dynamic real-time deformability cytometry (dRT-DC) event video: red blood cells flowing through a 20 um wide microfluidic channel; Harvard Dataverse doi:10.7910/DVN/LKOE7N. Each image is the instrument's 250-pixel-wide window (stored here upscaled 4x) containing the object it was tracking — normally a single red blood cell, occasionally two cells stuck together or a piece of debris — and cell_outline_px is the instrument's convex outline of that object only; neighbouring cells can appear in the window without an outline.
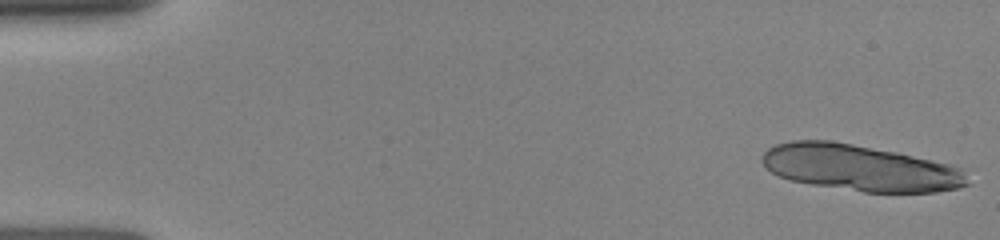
{"species": "human", "species_latin": "Homo sapiens", "temperature_condition": "room temperature", "stored_images_in_passage": 12, "camera_frame_rate_fps": 3000, "um_per_image_px": 0.085, "donor": {"sex": "female"}, "frame": {"image": 1, "passage_image": 1, "time_ms": 0.0, "image_size_px": [1000, 240], "cell_outline_px": [[968, 184], [960, 188], [936, 192], [864, 192], [812, 184], [792, 180], [780, 176], [772, 172], [760, 160], [760, 156], [768, 148], [776, 144], [792, 140], [832, 140], [896, 152], [952, 164], [964, 168], [968, 172]], "centroid_in_image_um": [73.16, 14.26], "position_along_channel_um": 11.8, "area_um2": 55.55}}